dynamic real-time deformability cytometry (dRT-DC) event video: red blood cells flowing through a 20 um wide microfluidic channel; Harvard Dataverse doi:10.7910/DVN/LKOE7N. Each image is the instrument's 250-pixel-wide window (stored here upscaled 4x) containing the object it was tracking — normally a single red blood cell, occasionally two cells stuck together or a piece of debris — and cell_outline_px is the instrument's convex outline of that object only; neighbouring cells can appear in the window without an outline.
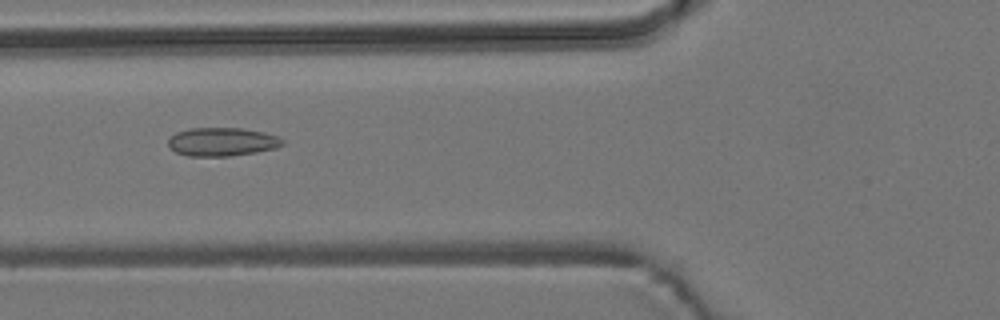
{"species": "common noctule bat (a hibernating species)", "species_latin": "Nyctalus noctula", "temperature_condition": "room temperature", "stored_images_in_passage": 5, "camera_frame_rate_fps": 3000, "um_per_image_px": 0.085, "animal": {"sex": "male", "body_mass_g": 19.2, "forearm_length_mm": 51.8}, "frame": {"image": 1, "passage_image": 4, "time_ms": 3.667, "image_size_px": [1000, 320], "cell_outline_px": [[284, 144], [276, 148], [256, 152], [232, 156], [188, 156], [176, 152], [168, 144], [168, 140], [176, 132], [188, 128], [240, 128], [264, 132], [276, 136], [284, 140]], "centroid_in_image_um": [18.88, 12.05], "position_along_channel_um": 106.9, "area_um2": 18.96}}
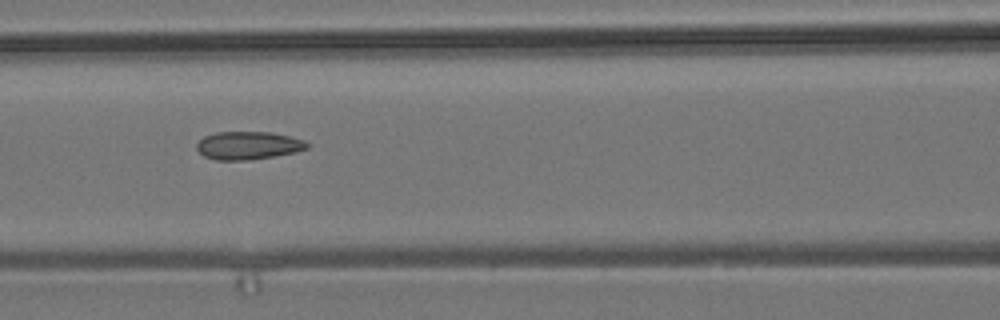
{"frame": {"image": 2, "passage_image": 5, "time_ms": 4.667, "image_size_px": [1000, 320], "cell_outline_px": [[312, 144], [308, 148], [296, 152], [248, 160], [216, 160], [204, 156], [196, 148], [196, 144], [204, 136], [216, 132], [272, 132], [304, 140]], "centroid_in_image_um": [21.11, 12.36], "position_along_channel_um": 145.5, "area_um2": 18.03}}